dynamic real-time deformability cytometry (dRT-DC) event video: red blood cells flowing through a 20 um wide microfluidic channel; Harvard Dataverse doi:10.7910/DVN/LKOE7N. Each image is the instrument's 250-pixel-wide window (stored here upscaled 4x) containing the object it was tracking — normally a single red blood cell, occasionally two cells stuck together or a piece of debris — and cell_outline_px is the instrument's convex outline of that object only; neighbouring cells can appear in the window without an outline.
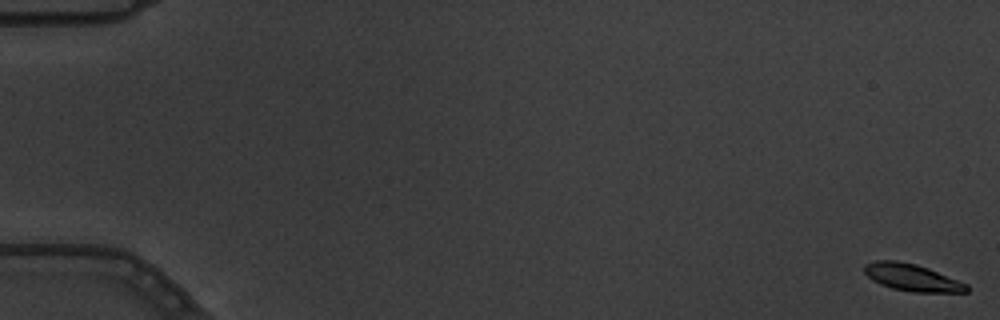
{"species": "common noctule bat (a hibernating species)", "species_latin": "Nyctalus noctula", "temperature_condition": "warm", "stored_images_in_passage": 5, "camera_frame_rate_fps": 3000, "um_per_image_px": 0.085, "animal": {"sex": "male", "body_mass_g": 19.5, "forearm_length_mm": 54.6}, "frame": {"image": 1, "passage_image": 1, "time_ms": 0.0, "image_size_px": [1000, 320], "cell_outline_px": [[968, 292], [912, 292], [892, 288], [880, 284], [872, 280], [864, 272], [864, 264], [876, 260], [896, 260], [916, 264], [928, 268], [968, 284]], "centroid_in_image_um": [77.5, 23.58], "position_along_channel_um": 7.5, "area_um2": 16.13}}